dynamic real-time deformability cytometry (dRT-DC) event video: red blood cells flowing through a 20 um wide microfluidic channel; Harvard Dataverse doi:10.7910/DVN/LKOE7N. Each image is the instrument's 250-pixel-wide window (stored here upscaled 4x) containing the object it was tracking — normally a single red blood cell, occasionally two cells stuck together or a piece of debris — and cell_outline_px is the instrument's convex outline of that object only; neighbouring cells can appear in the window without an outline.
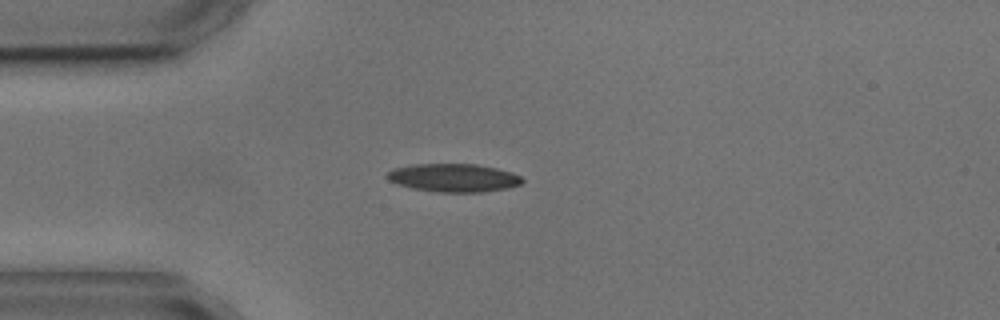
{"species": "common noctule bat (a hibernating species)", "species_latin": "Nyctalus noctula", "temperature_condition": "cold", "stored_images_in_passage": 2, "camera_frame_rate_fps": 3000, "um_per_image_px": 0.085, "animal": {"sex": "male", "body_mass_g": 17.9, "forearm_length_mm": 54.2}, "frame": {"image": 1, "passage_image": 1, "time_ms": 0.0, "image_size_px": [1000, 320], "cell_outline_px": [[524, 180], [520, 184], [508, 188], [484, 192], [436, 192], [412, 188], [396, 184], [388, 180], [384, 176], [392, 168], [412, 164], [476, 164], [496, 168], [512, 172], [520, 176]], "centroid_in_image_um": [38.52, 15.11], "position_along_channel_um": 46.5, "area_um2": 22.43}}